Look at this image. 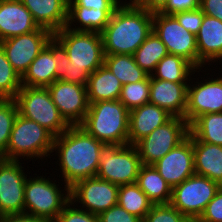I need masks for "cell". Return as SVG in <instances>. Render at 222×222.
Returning <instances> with one entry per match:
<instances>
[{"label":"cell","instance_id":"1","mask_svg":"<svg viewBox=\"0 0 222 222\" xmlns=\"http://www.w3.org/2000/svg\"><path fill=\"white\" fill-rule=\"evenodd\" d=\"M46 47L58 63L59 81L87 85L90 74L104 64L101 33L74 31L65 26L53 33Z\"/></svg>","mask_w":222,"mask_h":222},{"label":"cell","instance_id":"2","mask_svg":"<svg viewBox=\"0 0 222 222\" xmlns=\"http://www.w3.org/2000/svg\"><path fill=\"white\" fill-rule=\"evenodd\" d=\"M102 142L80 125L69 126L54 138L52 153L56 151L61 179L72 187L76 182L94 177L99 167Z\"/></svg>","mask_w":222,"mask_h":222},{"label":"cell","instance_id":"3","mask_svg":"<svg viewBox=\"0 0 222 222\" xmlns=\"http://www.w3.org/2000/svg\"><path fill=\"white\" fill-rule=\"evenodd\" d=\"M122 1L101 32L104 55H133L153 31V12Z\"/></svg>","mask_w":222,"mask_h":222},{"label":"cell","instance_id":"4","mask_svg":"<svg viewBox=\"0 0 222 222\" xmlns=\"http://www.w3.org/2000/svg\"><path fill=\"white\" fill-rule=\"evenodd\" d=\"M80 126L102 143L129 144V110L119 100L89 104Z\"/></svg>","mask_w":222,"mask_h":222},{"label":"cell","instance_id":"5","mask_svg":"<svg viewBox=\"0 0 222 222\" xmlns=\"http://www.w3.org/2000/svg\"><path fill=\"white\" fill-rule=\"evenodd\" d=\"M55 136L37 122L21 116L15 118L6 151L0 156L5 159L23 161L32 158L50 157ZM44 157V158H43ZM23 158V160H22ZM34 158V159H33Z\"/></svg>","mask_w":222,"mask_h":222},{"label":"cell","instance_id":"6","mask_svg":"<svg viewBox=\"0 0 222 222\" xmlns=\"http://www.w3.org/2000/svg\"><path fill=\"white\" fill-rule=\"evenodd\" d=\"M29 176L24 190V213L55 221L62 209L71 201L70 187L64 184L60 189L56 180L50 178ZM63 192V193H62ZM65 192V193H64Z\"/></svg>","mask_w":222,"mask_h":222},{"label":"cell","instance_id":"7","mask_svg":"<svg viewBox=\"0 0 222 222\" xmlns=\"http://www.w3.org/2000/svg\"><path fill=\"white\" fill-rule=\"evenodd\" d=\"M141 158L135 145L103 143L96 176L116 185L137 182Z\"/></svg>","mask_w":222,"mask_h":222},{"label":"cell","instance_id":"8","mask_svg":"<svg viewBox=\"0 0 222 222\" xmlns=\"http://www.w3.org/2000/svg\"><path fill=\"white\" fill-rule=\"evenodd\" d=\"M14 100L21 116L37 122L55 137L69 128L53 103L47 87L22 86Z\"/></svg>","mask_w":222,"mask_h":222},{"label":"cell","instance_id":"9","mask_svg":"<svg viewBox=\"0 0 222 222\" xmlns=\"http://www.w3.org/2000/svg\"><path fill=\"white\" fill-rule=\"evenodd\" d=\"M220 187L217 182L194 174L172 188L170 204L195 222Z\"/></svg>","mask_w":222,"mask_h":222},{"label":"cell","instance_id":"10","mask_svg":"<svg viewBox=\"0 0 222 222\" xmlns=\"http://www.w3.org/2000/svg\"><path fill=\"white\" fill-rule=\"evenodd\" d=\"M188 134L189 125L186 119L172 117L164 125L154 129L135 144L141 163L153 165L181 143Z\"/></svg>","mask_w":222,"mask_h":222},{"label":"cell","instance_id":"11","mask_svg":"<svg viewBox=\"0 0 222 222\" xmlns=\"http://www.w3.org/2000/svg\"><path fill=\"white\" fill-rule=\"evenodd\" d=\"M153 31L165 44L168 54L180 56L198 69L196 36L187 31L173 15L153 12Z\"/></svg>","mask_w":222,"mask_h":222},{"label":"cell","instance_id":"12","mask_svg":"<svg viewBox=\"0 0 222 222\" xmlns=\"http://www.w3.org/2000/svg\"><path fill=\"white\" fill-rule=\"evenodd\" d=\"M118 189L119 185L97 176L89 177L70 187V199L76 205L79 203L80 209L99 215L118 204Z\"/></svg>","mask_w":222,"mask_h":222},{"label":"cell","instance_id":"13","mask_svg":"<svg viewBox=\"0 0 222 222\" xmlns=\"http://www.w3.org/2000/svg\"><path fill=\"white\" fill-rule=\"evenodd\" d=\"M24 169L20 160L0 157V217L24 213Z\"/></svg>","mask_w":222,"mask_h":222},{"label":"cell","instance_id":"14","mask_svg":"<svg viewBox=\"0 0 222 222\" xmlns=\"http://www.w3.org/2000/svg\"><path fill=\"white\" fill-rule=\"evenodd\" d=\"M52 36L51 31L40 27L27 34L4 39L0 45L13 69L22 77Z\"/></svg>","mask_w":222,"mask_h":222},{"label":"cell","instance_id":"15","mask_svg":"<svg viewBox=\"0 0 222 222\" xmlns=\"http://www.w3.org/2000/svg\"><path fill=\"white\" fill-rule=\"evenodd\" d=\"M47 89L65 122L81 125L89 109L86 85L56 80Z\"/></svg>","mask_w":222,"mask_h":222},{"label":"cell","instance_id":"16","mask_svg":"<svg viewBox=\"0 0 222 222\" xmlns=\"http://www.w3.org/2000/svg\"><path fill=\"white\" fill-rule=\"evenodd\" d=\"M219 76L196 81V84L189 81L184 116L189 126L203 114L222 112V75Z\"/></svg>","mask_w":222,"mask_h":222},{"label":"cell","instance_id":"17","mask_svg":"<svg viewBox=\"0 0 222 222\" xmlns=\"http://www.w3.org/2000/svg\"><path fill=\"white\" fill-rule=\"evenodd\" d=\"M161 177L173 188L195 174L193 134L153 164Z\"/></svg>","mask_w":222,"mask_h":222},{"label":"cell","instance_id":"18","mask_svg":"<svg viewBox=\"0 0 222 222\" xmlns=\"http://www.w3.org/2000/svg\"><path fill=\"white\" fill-rule=\"evenodd\" d=\"M189 83H174L150 75L149 103L166 110L173 117L184 118Z\"/></svg>","mask_w":222,"mask_h":222},{"label":"cell","instance_id":"19","mask_svg":"<svg viewBox=\"0 0 222 222\" xmlns=\"http://www.w3.org/2000/svg\"><path fill=\"white\" fill-rule=\"evenodd\" d=\"M39 28L30 11L20 0H0V41Z\"/></svg>","mask_w":222,"mask_h":222},{"label":"cell","instance_id":"20","mask_svg":"<svg viewBox=\"0 0 222 222\" xmlns=\"http://www.w3.org/2000/svg\"><path fill=\"white\" fill-rule=\"evenodd\" d=\"M198 69L222 59V21L204 14L196 35ZM212 62V63H211ZM211 63V64H210ZM203 67V68H202Z\"/></svg>","mask_w":222,"mask_h":222},{"label":"cell","instance_id":"21","mask_svg":"<svg viewBox=\"0 0 222 222\" xmlns=\"http://www.w3.org/2000/svg\"><path fill=\"white\" fill-rule=\"evenodd\" d=\"M173 116L157 105L148 103L129 111V144L135 145Z\"/></svg>","mask_w":222,"mask_h":222},{"label":"cell","instance_id":"22","mask_svg":"<svg viewBox=\"0 0 222 222\" xmlns=\"http://www.w3.org/2000/svg\"><path fill=\"white\" fill-rule=\"evenodd\" d=\"M30 11L39 27L52 33L67 24L68 0H20Z\"/></svg>","mask_w":222,"mask_h":222},{"label":"cell","instance_id":"23","mask_svg":"<svg viewBox=\"0 0 222 222\" xmlns=\"http://www.w3.org/2000/svg\"><path fill=\"white\" fill-rule=\"evenodd\" d=\"M193 152L195 174L222 186V146L199 141L193 135Z\"/></svg>","mask_w":222,"mask_h":222},{"label":"cell","instance_id":"24","mask_svg":"<svg viewBox=\"0 0 222 222\" xmlns=\"http://www.w3.org/2000/svg\"><path fill=\"white\" fill-rule=\"evenodd\" d=\"M86 88L88 102L91 104L97 101L118 100L122 84L110 69L103 64L90 74Z\"/></svg>","mask_w":222,"mask_h":222},{"label":"cell","instance_id":"25","mask_svg":"<svg viewBox=\"0 0 222 222\" xmlns=\"http://www.w3.org/2000/svg\"><path fill=\"white\" fill-rule=\"evenodd\" d=\"M115 10L116 9L94 10L82 6H68L66 27L74 31L101 33L109 23ZM76 24L78 26H76Z\"/></svg>","mask_w":222,"mask_h":222},{"label":"cell","instance_id":"26","mask_svg":"<svg viewBox=\"0 0 222 222\" xmlns=\"http://www.w3.org/2000/svg\"><path fill=\"white\" fill-rule=\"evenodd\" d=\"M56 58L45 46L32 61L21 77V85L27 87H48L56 81Z\"/></svg>","mask_w":222,"mask_h":222},{"label":"cell","instance_id":"27","mask_svg":"<svg viewBox=\"0 0 222 222\" xmlns=\"http://www.w3.org/2000/svg\"><path fill=\"white\" fill-rule=\"evenodd\" d=\"M136 183L153 205L170 204L172 187L161 177L153 165L142 164Z\"/></svg>","mask_w":222,"mask_h":222},{"label":"cell","instance_id":"28","mask_svg":"<svg viewBox=\"0 0 222 222\" xmlns=\"http://www.w3.org/2000/svg\"><path fill=\"white\" fill-rule=\"evenodd\" d=\"M187 60L174 54H167L156 66L154 73L151 75L156 79L170 81L174 83H188L191 75L200 73Z\"/></svg>","mask_w":222,"mask_h":222},{"label":"cell","instance_id":"29","mask_svg":"<svg viewBox=\"0 0 222 222\" xmlns=\"http://www.w3.org/2000/svg\"><path fill=\"white\" fill-rule=\"evenodd\" d=\"M104 65L120 80L122 85L139 82L149 75L136 64L133 55H104Z\"/></svg>","mask_w":222,"mask_h":222},{"label":"cell","instance_id":"30","mask_svg":"<svg viewBox=\"0 0 222 222\" xmlns=\"http://www.w3.org/2000/svg\"><path fill=\"white\" fill-rule=\"evenodd\" d=\"M168 54L165 44L160 40L157 34L152 33L133 53L136 64L146 73L151 75L159 61Z\"/></svg>","mask_w":222,"mask_h":222},{"label":"cell","instance_id":"31","mask_svg":"<svg viewBox=\"0 0 222 222\" xmlns=\"http://www.w3.org/2000/svg\"><path fill=\"white\" fill-rule=\"evenodd\" d=\"M118 204L128 213L144 220L153 203L139 188L137 183L120 185L118 189Z\"/></svg>","mask_w":222,"mask_h":222},{"label":"cell","instance_id":"32","mask_svg":"<svg viewBox=\"0 0 222 222\" xmlns=\"http://www.w3.org/2000/svg\"><path fill=\"white\" fill-rule=\"evenodd\" d=\"M189 131L199 141L222 146V112L199 116L189 126Z\"/></svg>","mask_w":222,"mask_h":222},{"label":"cell","instance_id":"33","mask_svg":"<svg viewBox=\"0 0 222 222\" xmlns=\"http://www.w3.org/2000/svg\"><path fill=\"white\" fill-rule=\"evenodd\" d=\"M21 87V76L13 69L0 45V99H14Z\"/></svg>","mask_w":222,"mask_h":222},{"label":"cell","instance_id":"34","mask_svg":"<svg viewBox=\"0 0 222 222\" xmlns=\"http://www.w3.org/2000/svg\"><path fill=\"white\" fill-rule=\"evenodd\" d=\"M149 98L150 75L139 82L122 85L118 100L121 101L129 111H131L134 108L148 104Z\"/></svg>","mask_w":222,"mask_h":222},{"label":"cell","instance_id":"35","mask_svg":"<svg viewBox=\"0 0 222 222\" xmlns=\"http://www.w3.org/2000/svg\"><path fill=\"white\" fill-rule=\"evenodd\" d=\"M17 115L18 107L14 99H0V156L7 149Z\"/></svg>","mask_w":222,"mask_h":222},{"label":"cell","instance_id":"36","mask_svg":"<svg viewBox=\"0 0 222 222\" xmlns=\"http://www.w3.org/2000/svg\"><path fill=\"white\" fill-rule=\"evenodd\" d=\"M143 222H194L171 204L153 205Z\"/></svg>","mask_w":222,"mask_h":222},{"label":"cell","instance_id":"37","mask_svg":"<svg viewBox=\"0 0 222 222\" xmlns=\"http://www.w3.org/2000/svg\"><path fill=\"white\" fill-rule=\"evenodd\" d=\"M74 208H73V207ZM70 201L58 214L56 222H99L98 215L80 209Z\"/></svg>","mask_w":222,"mask_h":222},{"label":"cell","instance_id":"38","mask_svg":"<svg viewBox=\"0 0 222 222\" xmlns=\"http://www.w3.org/2000/svg\"><path fill=\"white\" fill-rule=\"evenodd\" d=\"M195 222H222V186Z\"/></svg>","mask_w":222,"mask_h":222},{"label":"cell","instance_id":"39","mask_svg":"<svg viewBox=\"0 0 222 222\" xmlns=\"http://www.w3.org/2000/svg\"><path fill=\"white\" fill-rule=\"evenodd\" d=\"M177 21L190 33L198 34L204 14L199 8L196 10L179 12L173 15Z\"/></svg>","mask_w":222,"mask_h":222},{"label":"cell","instance_id":"40","mask_svg":"<svg viewBox=\"0 0 222 222\" xmlns=\"http://www.w3.org/2000/svg\"><path fill=\"white\" fill-rule=\"evenodd\" d=\"M98 219L99 222H143L141 218L128 213L119 204L99 214Z\"/></svg>","mask_w":222,"mask_h":222},{"label":"cell","instance_id":"41","mask_svg":"<svg viewBox=\"0 0 222 222\" xmlns=\"http://www.w3.org/2000/svg\"><path fill=\"white\" fill-rule=\"evenodd\" d=\"M200 8V0H168L158 11L166 15H174L179 12L191 11Z\"/></svg>","mask_w":222,"mask_h":222},{"label":"cell","instance_id":"42","mask_svg":"<svg viewBox=\"0 0 222 222\" xmlns=\"http://www.w3.org/2000/svg\"><path fill=\"white\" fill-rule=\"evenodd\" d=\"M121 0H68V6H82L89 9H116Z\"/></svg>","mask_w":222,"mask_h":222},{"label":"cell","instance_id":"43","mask_svg":"<svg viewBox=\"0 0 222 222\" xmlns=\"http://www.w3.org/2000/svg\"><path fill=\"white\" fill-rule=\"evenodd\" d=\"M203 14L222 21V0H200Z\"/></svg>","mask_w":222,"mask_h":222},{"label":"cell","instance_id":"44","mask_svg":"<svg viewBox=\"0 0 222 222\" xmlns=\"http://www.w3.org/2000/svg\"><path fill=\"white\" fill-rule=\"evenodd\" d=\"M0 222H48L47 219L26 213L5 215L0 217Z\"/></svg>","mask_w":222,"mask_h":222},{"label":"cell","instance_id":"45","mask_svg":"<svg viewBox=\"0 0 222 222\" xmlns=\"http://www.w3.org/2000/svg\"><path fill=\"white\" fill-rule=\"evenodd\" d=\"M136 6L151 12H158L168 0H130Z\"/></svg>","mask_w":222,"mask_h":222}]
</instances>
